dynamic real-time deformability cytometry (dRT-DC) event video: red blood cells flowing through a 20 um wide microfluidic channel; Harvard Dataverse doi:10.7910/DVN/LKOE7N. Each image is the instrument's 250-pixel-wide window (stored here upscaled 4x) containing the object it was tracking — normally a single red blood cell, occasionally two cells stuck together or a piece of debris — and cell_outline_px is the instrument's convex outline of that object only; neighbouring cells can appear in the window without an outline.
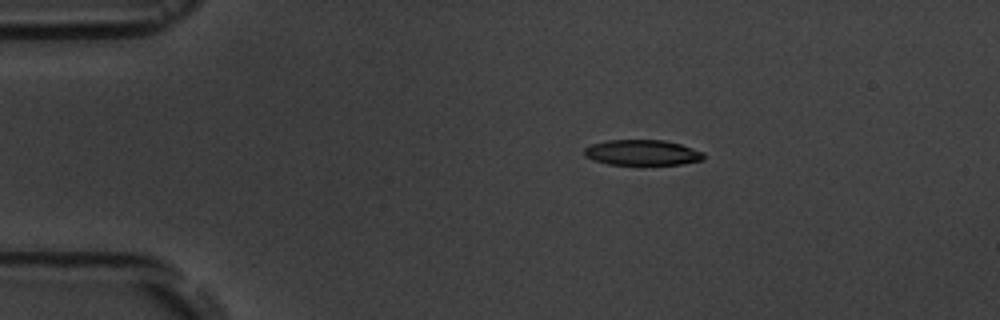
{"species": "common noctule bat (a hibernating species)", "species_latin": "Nyctalus noctula", "temperature_condition": "room temperature", "stored_images_in_passage": 3, "camera_frame_rate_fps": 3000, "um_per_image_px": 0.085, "animal": {"sex": "male", "body_mass_g": 19.5, "forearm_length_mm": 54.6}, "frame": {"image": 1, "passage_image": 1, "time_ms": 0.0, "image_size_px": [1000, 320], "cell_outline_px": [[704, 156], [700, 160], [680, 164], [608, 164], [592, 160], [584, 156], [584, 148], [592, 144], [608, 140], [664, 140], [680, 144], [704, 152]], "centroid_in_image_um": [54.55, 12.96], "position_along_channel_um": 30.5, "area_um2": 17.57}}